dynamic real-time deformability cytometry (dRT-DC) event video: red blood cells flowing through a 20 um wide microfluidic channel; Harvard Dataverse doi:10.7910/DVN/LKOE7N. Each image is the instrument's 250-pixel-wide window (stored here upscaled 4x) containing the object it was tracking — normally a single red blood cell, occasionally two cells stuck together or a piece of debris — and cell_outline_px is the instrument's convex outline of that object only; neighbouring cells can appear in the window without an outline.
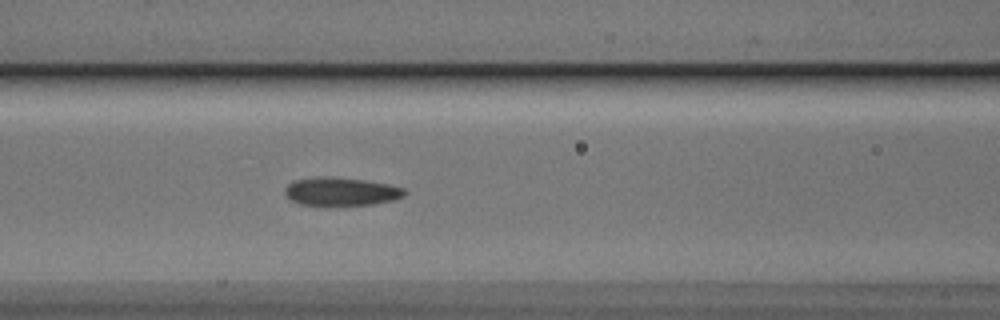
{"species": "Egyptian fruit bat (a non-hibernating species)", "species_latin": "Rousettus aegyptiacus", "temperature_condition": "cold", "stored_images_in_passage": 35, "camera_frame_rate_fps": 3000, "um_per_image_px": 0.085, "animal": {"sex": "male"}, "frame": {"image": 1, "passage_image": 11, "time_ms": 3.333, "image_size_px": [1000, 320], "cell_outline_px": [[408, 192], [404, 196], [392, 200], [372, 204], [332, 208], [300, 204], [292, 200], [284, 192], [284, 188], [292, 180], [316, 176], [332, 176], [364, 180], [388, 184], [404, 188]], "centroid_in_image_um": [28.95, 16.3], "position_along_channel_um": 137.6, "area_um2": 20.58}}
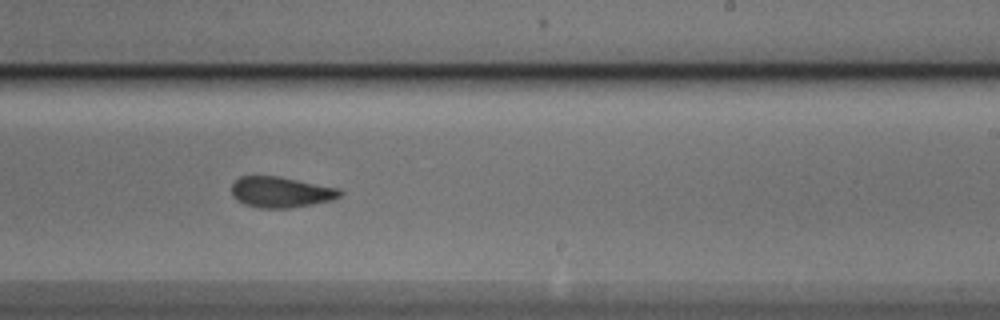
{"frame": {"image": 2, "passage_image": 21, "time_ms": 6.667, "image_size_px": [1000, 320], "cell_outline_px": [[344, 192], [340, 196], [332, 200], [312, 204], [288, 208], [260, 208], [244, 204], [236, 200], [232, 196], [232, 184], [240, 176], [280, 176], [340, 188]], "centroid_in_image_um": [23.88, 16.32], "position_along_channel_um": 265.1, "area_um2": 19.59}}
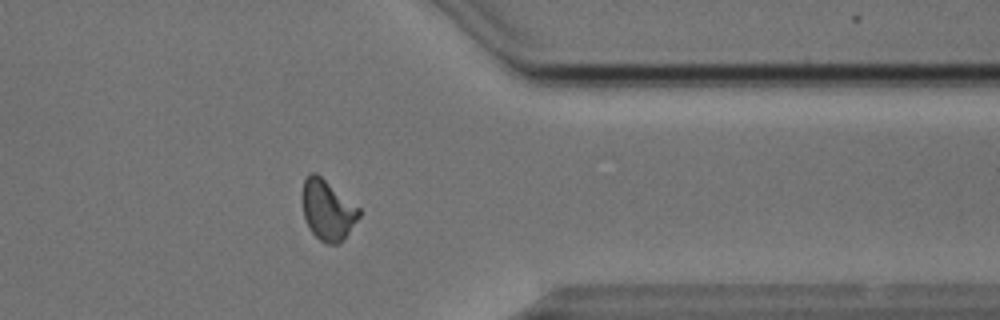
{"frame": {"image": 3, "passage_image": 31, "time_ms": 10.0, "image_size_px": [1000, 320], "cell_outline_px": [[360, 216], [344, 240], [336, 244], [324, 244], [308, 228], [304, 216], [304, 180], [312, 172], [316, 172], [360, 208]], "centroid_in_image_um": [27.88, 17.89], "position_along_channel_um": 383.5, "area_um2": 19.65}, "authors_computed_cell_mechanics": {"area_um2": 19.8832, "velocity_mm_per_s": 3.8339, "shape_relaxation_time_tau1_ms": 3.6101, "shape_relaxation_time_tau2_ms": 1.413, "deformation_change_tau1": 0.094, "deformation_change_tau2": 0.0656}}